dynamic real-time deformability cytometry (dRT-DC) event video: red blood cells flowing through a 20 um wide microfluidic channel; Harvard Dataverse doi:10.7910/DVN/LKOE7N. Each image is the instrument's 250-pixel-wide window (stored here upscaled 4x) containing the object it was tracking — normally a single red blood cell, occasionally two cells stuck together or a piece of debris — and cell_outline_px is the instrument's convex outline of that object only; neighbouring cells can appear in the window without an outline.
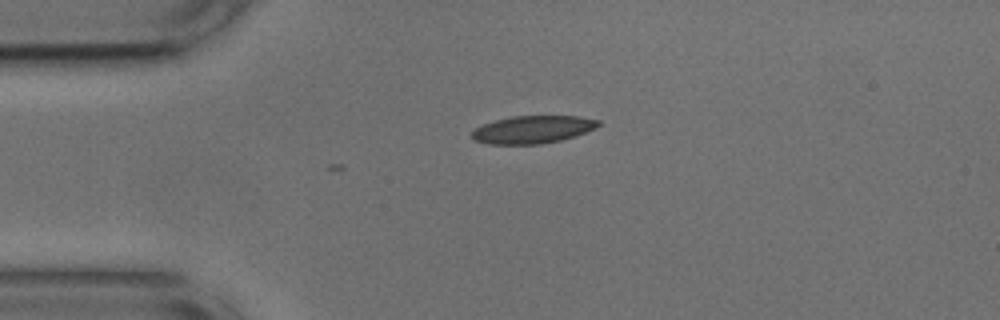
{"species": "common noctule bat (a hibernating species)", "species_latin": "Nyctalus noctula", "temperature_condition": "cold", "stored_images_in_passage": 2, "camera_frame_rate_fps": 3000, "um_per_image_px": 0.085, "animal": {"sex": "male", "body_mass_g": 17.9, "forearm_length_mm": 54.2}, "frame": {"image": 1, "passage_image": 2, "time_ms": 0.333, "image_size_px": [1000, 320], "cell_outline_px": [[600, 124], [596, 128], [560, 140], [540, 144], [488, 144], [476, 140], [472, 136], [472, 132], [476, 128], [484, 124], [496, 120], [512, 116], [580, 116], [600, 120]], "centroid_in_image_um": [45.3, 11.0], "position_along_channel_um": 39.7, "area_um2": 20.11}}